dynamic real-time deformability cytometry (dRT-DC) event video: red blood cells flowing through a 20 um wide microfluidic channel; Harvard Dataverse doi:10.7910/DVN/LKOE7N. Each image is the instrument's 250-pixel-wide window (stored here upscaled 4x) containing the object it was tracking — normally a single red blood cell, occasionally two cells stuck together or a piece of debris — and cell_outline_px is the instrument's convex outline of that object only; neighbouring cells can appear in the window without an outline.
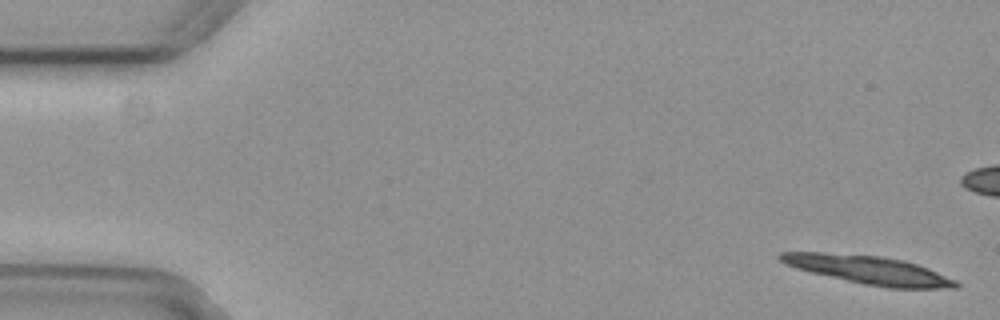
{"species": "common noctule bat (a hibernating species)", "species_latin": "Nyctalus noctula", "temperature_condition": "cold", "stored_images_in_passage": 5, "camera_frame_rate_fps": 3000, "um_per_image_px": 0.085, "animal": {"sex": "female", "body_mass_g": 29.2, "forearm_length_mm": 56.3}, "frame": {"image": 1, "passage_image": 1, "time_ms": 0.0, "image_size_px": [1000, 320], "cell_outline_px": [[960, 288], [888, 288], [864, 284], [812, 272], [796, 268], [784, 264], [776, 256], [780, 252], [824, 252], [880, 256], [904, 260], [928, 268], [956, 280], [960, 284]], "centroid_in_image_um": [73.85, 22.94], "position_along_channel_um": 11.1, "area_um2": 28.84}}